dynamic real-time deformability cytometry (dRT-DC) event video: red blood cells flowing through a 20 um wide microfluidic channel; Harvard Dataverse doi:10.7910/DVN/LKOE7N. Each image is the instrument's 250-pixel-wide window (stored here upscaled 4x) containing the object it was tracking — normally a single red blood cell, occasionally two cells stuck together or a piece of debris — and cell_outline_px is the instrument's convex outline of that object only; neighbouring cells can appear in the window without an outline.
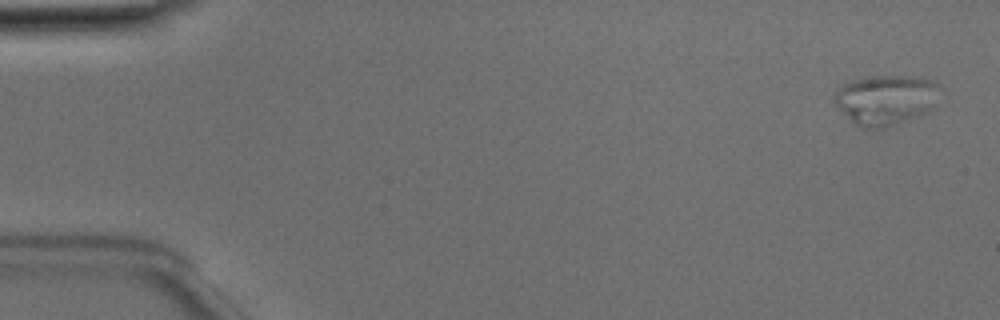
{"species": "Egyptian fruit bat (a non-hibernating species)", "species_latin": "Rousettus aegyptiacus", "temperature_condition": "room temperature", "stored_images_in_passage": 47, "segment_of_instrument_passage": [1, 2], "camera_frame_rate_fps": 3000, "um_per_image_px": 0.085, "animal": {"sex": "male"}, "frame": {"image": 1, "passage_image": 2, "time_ms": 0.333, "image_size_px": [1000, 320], "cell_outline_px": [[944, 88], [928, 112], [920, 116], [884, 128], [864, 128], [856, 124], [832, 100], [832, 92], [844, 84], [852, 80], [864, 76], [912, 76], [936, 80]], "centroid_in_image_um": [75.34, 8.44], "position_along_channel_um": 9.7, "area_um2": 31.21}}